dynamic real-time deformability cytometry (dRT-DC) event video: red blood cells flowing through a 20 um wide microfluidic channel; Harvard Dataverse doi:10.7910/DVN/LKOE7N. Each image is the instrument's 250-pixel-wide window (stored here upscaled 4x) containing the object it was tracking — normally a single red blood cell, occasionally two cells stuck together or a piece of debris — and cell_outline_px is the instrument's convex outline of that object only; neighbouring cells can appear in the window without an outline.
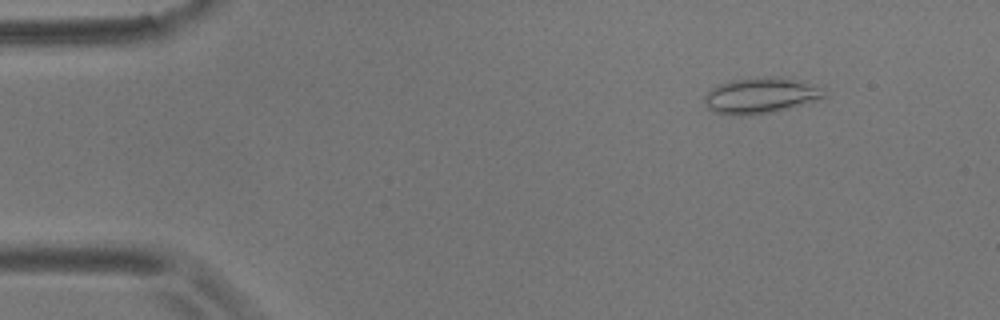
{"species": "common noctule bat (a hibernating species)", "species_latin": "Nyctalus noctula", "temperature_condition": "room temperature", "stored_images_in_passage": 16, "camera_frame_rate_fps": 3000, "um_per_image_px": 0.085, "animal": {"sex": "male", "body_mass_g": 17.9}, "frame": {"image": 1, "passage_image": 7, "time_ms": 2.0, "image_size_px": [1000, 320], "cell_outline_px": [[824, 96], [816, 100], [788, 108], [772, 112], [748, 116], [732, 116], [712, 112], [708, 108], [704, 100], [704, 96], [716, 84], [732, 80], [768, 76], [780, 76], [816, 88]], "centroid_in_image_um": [64.48, 8.15], "position_along_channel_um": 20.5, "area_um2": 24.45}}